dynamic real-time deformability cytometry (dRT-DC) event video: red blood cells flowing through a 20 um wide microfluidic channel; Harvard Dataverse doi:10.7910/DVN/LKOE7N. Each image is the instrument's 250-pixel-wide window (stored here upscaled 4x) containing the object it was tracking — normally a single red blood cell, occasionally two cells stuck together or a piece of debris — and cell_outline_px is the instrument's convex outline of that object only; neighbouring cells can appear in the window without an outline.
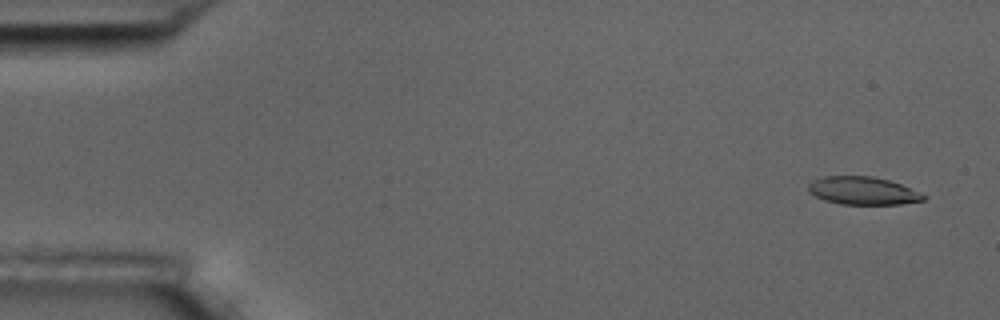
{"species": "common noctule bat (a hibernating species)", "species_latin": "Nyctalus noctula", "temperature_condition": "room temperature", "stored_images_in_passage": 7, "camera_frame_rate_fps": 3000, "um_per_image_px": 0.085, "animal": {"sex": "male", "body_mass_g": 17.5, "forearm_length_mm": 52.3}, "frame": {"image": 1, "passage_image": 1, "time_ms": 0.0, "image_size_px": [1000, 320], "cell_outline_px": [[928, 196], [924, 200], [900, 204], [840, 204], [824, 200], [808, 192], [808, 184], [812, 180], [824, 176], [872, 176], [888, 180], [900, 184]], "centroid_in_image_um": [73.31, 16.21], "position_along_channel_um": 11.7, "area_um2": 18.67}}
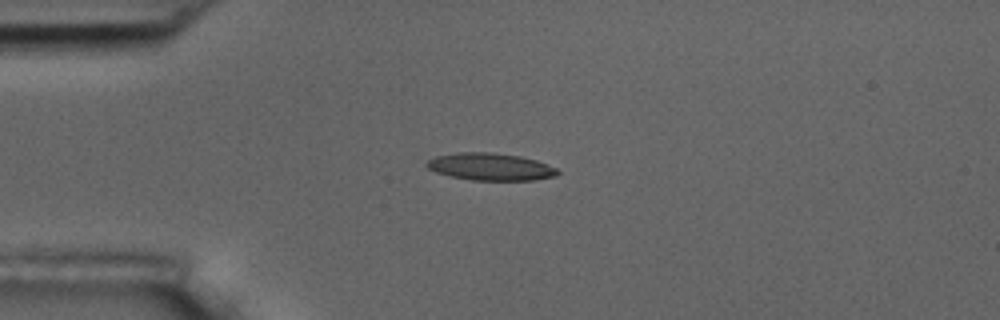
{"frame": {"image": 2, "passage_image": 4, "time_ms": 3.667, "image_size_px": [1000, 320], "cell_outline_px": [[560, 172], [556, 176], [532, 180], [472, 180], [452, 176], [436, 172], [428, 168], [424, 164], [428, 160], [436, 156], [456, 152], [492, 152], [520, 156], [536, 160], [548, 164], [556, 168]], "centroid_in_image_um": [41.69, 14.16], "position_along_channel_um": 43.3, "area_um2": 20.81}}